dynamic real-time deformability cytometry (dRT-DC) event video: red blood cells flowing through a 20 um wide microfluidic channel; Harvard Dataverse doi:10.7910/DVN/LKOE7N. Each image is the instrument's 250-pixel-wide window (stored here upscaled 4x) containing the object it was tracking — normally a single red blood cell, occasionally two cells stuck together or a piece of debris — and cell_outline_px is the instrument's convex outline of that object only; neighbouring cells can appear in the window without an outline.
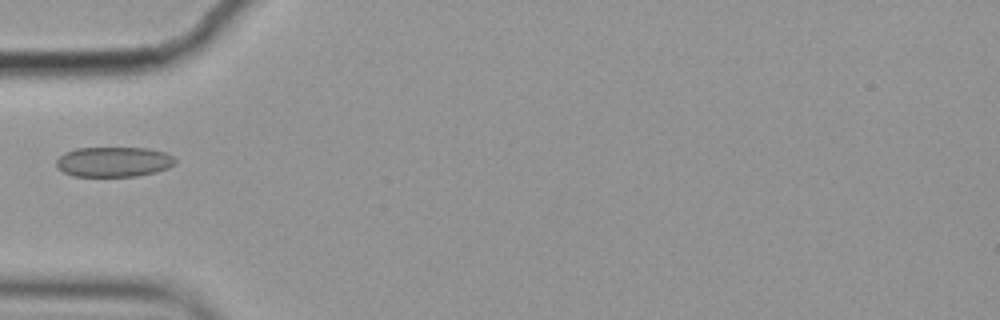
{"species": "common noctule bat (a hibernating species)", "species_latin": "Nyctalus noctula", "temperature_condition": "cold", "stored_images_in_passage": 4, "camera_frame_rate_fps": 3000, "um_per_image_px": 0.085, "animal": {"sex": "female", "body_mass_g": 19.9}, "frame": {"image": 1, "passage_image": 4, "time_ms": 1.0, "image_size_px": [1000, 320], "cell_outline_px": [[176, 164], [168, 168], [156, 172], [136, 176], [72, 176], [56, 168], [56, 160], [64, 152], [76, 148], [148, 148], [164, 152], [172, 156], [176, 160]], "centroid_in_image_um": [9.65, 13.75], "position_along_channel_um": 75.3, "area_um2": 20.92}}